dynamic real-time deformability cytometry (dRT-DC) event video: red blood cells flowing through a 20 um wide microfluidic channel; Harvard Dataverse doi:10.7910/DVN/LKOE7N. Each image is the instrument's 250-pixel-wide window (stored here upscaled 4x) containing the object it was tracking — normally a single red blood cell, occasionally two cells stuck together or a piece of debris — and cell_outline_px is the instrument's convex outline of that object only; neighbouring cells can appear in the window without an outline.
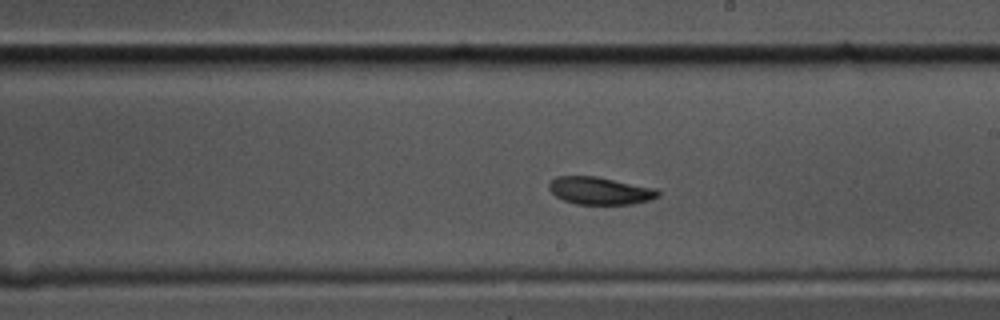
{"species": "common noctule bat (a hibernating species)", "species_latin": "Nyctalus noctula", "temperature_condition": "cold", "stored_images_in_passage": 48, "camera_frame_rate_fps": 3000, "um_per_image_px": 0.085, "animal": {"sex": "male", "body_mass_g": 17.5, "forearm_length_mm": 52.3}, "frame": {"image": 1, "passage_image": 22, "time_ms": 7.0, "image_size_px": [1000, 320], "cell_outline_px": [[660, 196], [648, 200], [632, 204], [576, 204], [564, 200], [556, 196], [548, 188], [548, 184], [556, 176], [596, 176], [656, 188], [660, 192]], "centroid_in_image_um": [51.0, 16.21], "position_along_channel_um": 238.0, "area_um2": 17.46}}
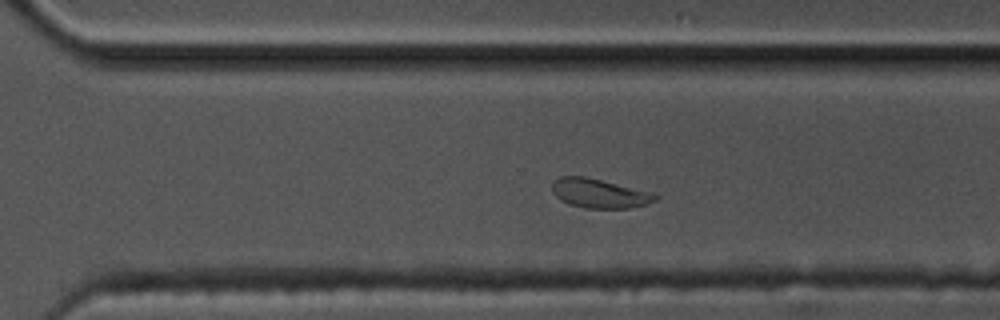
{"frame": {"image": 2, "passage_image": 29, "time_ms": 9.333, "image_size_px": [1000, 320], "cell_outline_px": [[660, 196], [656, 200], [648, 204], [628, 208], [584, 208], [568, 204], [560, 200], [552, 192], [552, 180], [560, 176], [584, 176], [656, 192]], "centroid_in_image_um": [50.97, 16.43], "position_along_channel_um": 319.6, "area_um2": 17.98}}
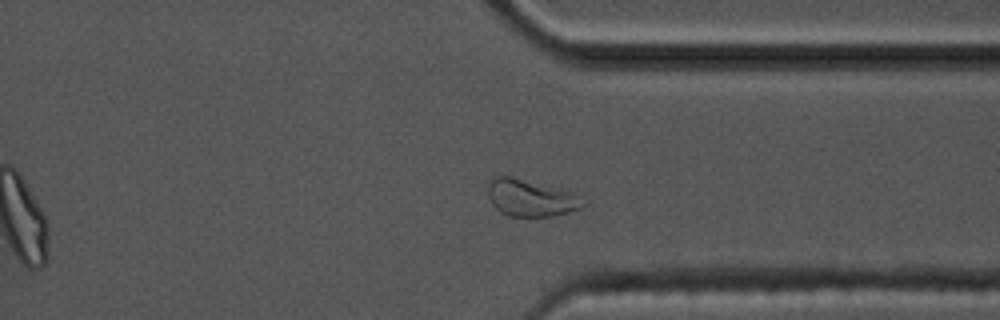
{"frame": {"image": 3, "passage_image": 33, "time_ms": 10.667, "image_size_px": [1000, 320], "cell_outline_px": [[584, 208], [552, 216], [508, 216], [500, 212], [492, 204], [488, 196], [488, 184], [492, 176], [496, 172], [512, 176], [572, 192], [584, 204]], "centroid_in_image_um": [45.01, 16.79], "position_along_channel_um": 366.4, "area_um2": 20.58}, "authors_computed_cell_mechanics": {"area_um2": 18.496, "velocity_mm_per_s": 3.4906, "shape_relaxation_time_tau1_ms": 4.8283, "shape_relaxation_time_tau2_ms": 5.5739, "deformation_change_tau1": 0.1328, "deformation_change_tau2": 0.0939}}